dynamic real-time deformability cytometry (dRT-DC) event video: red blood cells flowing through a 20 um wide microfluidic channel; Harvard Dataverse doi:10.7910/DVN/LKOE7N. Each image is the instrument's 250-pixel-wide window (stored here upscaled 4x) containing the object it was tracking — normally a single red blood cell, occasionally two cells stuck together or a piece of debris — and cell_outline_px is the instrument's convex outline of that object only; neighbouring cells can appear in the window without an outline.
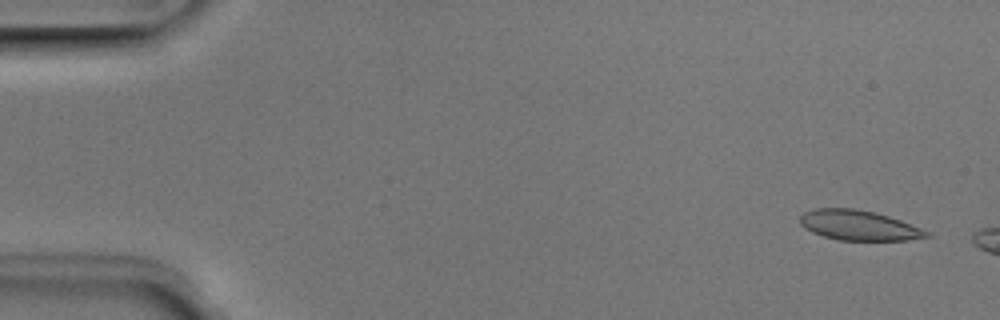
{"species": "Egyptian fruit bat (a non-hibernating species)", "species_latin": "Rousettus aegyptiacus", "temperature_condition": "room temperature", "stored_images_in_passage": 3, "camera_frame_rate_fps": 3000, "um_per_image_px": 0.085, "animal": {"sex": "male"}, "frame": {"image": 1, "passage_image": 1, "time_ms": 0.0, "image_size_px": [1000, 320], "cell_outline_px": [[932, 236], [908, 240], [840, 240], [824, 236], [812, 232], [804, 228], [800, 224], [800, 216], [804, 212], [816, 208], [856, 208], [888, 216], [900, 220], [932, 232]], "centroid_in_image_um": [73.01, 19.15], "position_along_channel_um": 12.0, "area_um2": 22.14}}